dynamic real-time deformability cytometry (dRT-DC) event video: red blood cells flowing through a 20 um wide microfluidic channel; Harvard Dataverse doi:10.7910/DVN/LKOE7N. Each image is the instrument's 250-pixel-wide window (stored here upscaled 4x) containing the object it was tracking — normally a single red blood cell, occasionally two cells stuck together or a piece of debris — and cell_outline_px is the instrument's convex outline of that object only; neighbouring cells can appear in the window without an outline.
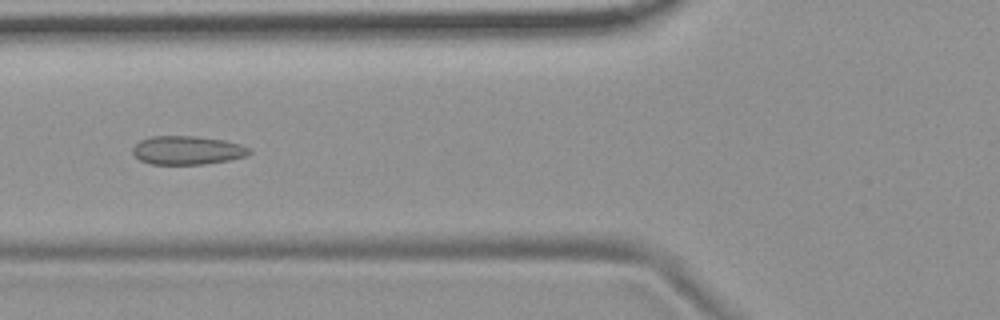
{"species": "common noctule bat (a hibernating species)", "species_latin": "Nyctalus noctula", "temperature_condition": "room temperature", "stored_images_in_passage": 54, "camera_frame_rate_fps": 3000, "um_per_image_px": 0.085, "animal": {"sex": "female", "body_mass_g": 19.9}, "frame": {"image": 1, "passage_image": 21, "time_ms": 6.667, "image_size_px": [1000, 320], "cell_outline_px": [[252, 152], [248, 156], [228, 160], [204, 164], [152, 164], [140, 160], [132, 152], [132, 148], [140, 140], [152, 136], [196, 136], [224, 140], [240, 144], [248, 148]], "centroid_in_image_um": [15.93, 12.77], "position_along_channel_um": 109.9, "area_um2": 19.42}}
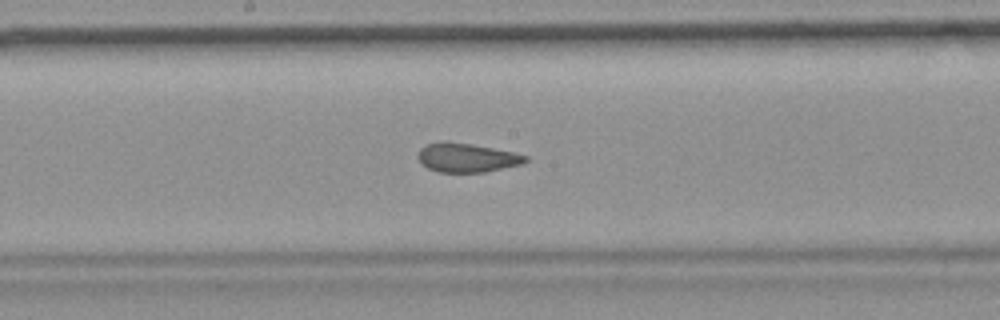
{"frame": {"image": 2, "passage_image": 29, "time_ms": 9.333, "image_size_px": [1000, 320], "cell_outline_px": [[528, 160], [524, 164], [484, 172], [436, 172], [420, 164], [416, 156], [420, 148], [428, 144], [440, 140], [444, 140], [492, 148], [512, 152], [528, 156]], "centroid_in_image_um": [39.63, 13.4], "position_along_channel_um": 208.6, "area_um2": 18.32}}
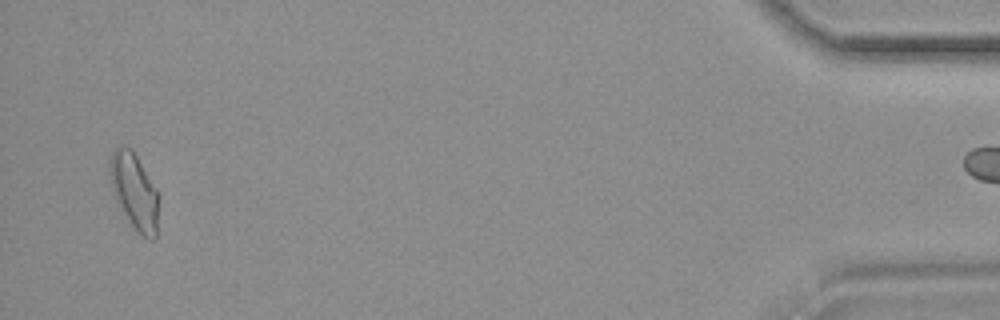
{"frame": {"image": 3, "passage_image": 53, "time_ms": 17.333, "image_size_px": [1000, 320], "cell_outline_px": [[160, 192], [156, 236], [152, 240], [144, 236], [128, 220], [116, 200], [112, 192], [108, 168], [112, 152], [116, 148], [132, 148]], "centroid_in_image_um": [11.45, 16.23], "position_along_channel_um": 423.8, "area_um2": 21.79}}